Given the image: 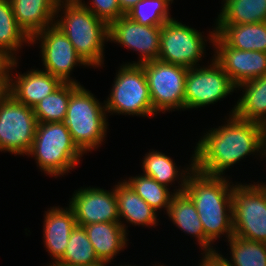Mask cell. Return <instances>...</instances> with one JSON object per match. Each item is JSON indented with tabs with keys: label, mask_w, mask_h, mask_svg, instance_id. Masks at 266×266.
Returning <instances> with one entry per match:
<instances>
[{
	"label": "cell",
	"mask_w": 266,
	"mask_h": 266,
	"mask_svg": "<svg viewBox=\"0 0 266 266\" xmlns=\"http://www.w3.org/2000/svg\"><path fill=\"white\" fill-rule=\"evenodd\" d=\"M125 179L131 188L156 212L161 214L164 209L163 214L168 213L170 201L174 194V192L170 191V188L142 173Z\"/></svg>",
	"instance_id": "obj_29"
},
{
	"label": "cell",
	"mask_w": 266,
	"mask_h": 266,
	"mask_svg": "<svg viewBox=\"0 0 266 266\" xmlns=\"http://www.w3.org/2000/svg\"><path fill=\"white\" fill-rule=\"evenodd\" d=\"M209 29V34L183 24L175 19L167 21L161 26L160 49L158 60L181 65L186 68L198 67L202 57H206L207 44L212 47L215 26ZM203 34V35H202Z\"/></svg>",
	"instance_id": "obj_7"
},
{
	"label": "cell",
	"mask_w": 266,
	"mask_h": 266,
	"mask_svg": "<svg viewBox=\"0 0 266 266\" xmlns=\"http://www.w3.org/2000/svg\"><path fill=\"white\" fill-rule=\"evenodd\" d=\"M108 118L104 100H98L83 84L71 83V96L64 124L73 142L84 155L98 150L107 140Z\"/></svg>",
	"instance_id": "obj_4"
},
{
	"label": "cell",
	"mask_w": 266,
	"mask_h": 266,
	"mask_svg": "<svg viewBox=\"0 0 266 266\" xmlns=\"http://www.w3.org/2000/svg\"><path fill=\"white\" fill-rule=\"evenodd\" d=\"M84 7L88 8L98 19L104 21L108 26L124 16L118 0H78ZM86 2V3H85Z\"/></svg>",
	"instance_id": "obj_32"
},
{
	"label": "cell",
	"mask_w": 266,
	"mask_h": 266,
	"mask_svg": "<svg viewBox=\"0 0 266 266\" xmlns=\"http://www.w3.org/2000/svg\"><path fill=\"white\" fill-rule=\"evenodd\" d=\"M0 75H10V60L0 52Z\"/></svg>",
	"instance_id": "obj_36"
},
{
	"label": "cell",
	"mask_w": 266,
	"mask_h": 266,
	"mask_svg": "<svg viewBox=\"0 0 266 266\" xmlns=\"http://www.w3.org/2000/svg\"><path fill=\"white\" fill-rule=\"evenodd\" d=\"M204 131L196 142L194 168L207 175L227 176V170L252 155L266 161V127L234 114ZM259 156V157H258Z\"/></svg>",
	"instance_id": "obj_1"
},
{
	"label": "cell",
	"mask_w": 266,
	"mask_h": 266,
	"mask_svg": "<svg viewBox=\"0 0 266 266\" xmlns=\"http://www.w3.org/2000/svg\"><path fill=\"white\" fill-rule=\"evenodd\" d=\"M230 176L207 175L195 168L186 180L185 192L193 201L205 236L214 244L223 236H233L232 191ZM218 239V240H217Z\"/></svg>",
	"instance_id": "obj_2"
},
{
	"label": "cell",
	"mask_w": 266,
	"mask_h": 266,
	"mask_svg": "<svg viewBox=\"0 0 266 266\" xmlns=\"http://www.w3.org/2000/svg\"><path fill=\"white\" fill-rule=\"evenodd\" d=\"M140 0H118L120 9L126 15Z\"/></svg>",
	"instance_id": "obj_35"
},
{
	"label": "cell",
	"mask_w": 266,
	"mask_h": 266,
	"mask_svg": "<svg viewBox=\"0 0 266 266\" xmlns=\"http://www.w3.org/2000/svg\"><path fill=\"white\" fill-rule=\"evenodd\" d=\"M18 64V60L10 61L9 93L26 106L33 108L63 83L58 77L36 67L34 69L31 67L23 74L21 71L19 73L16 70L19 66Z\"/></svg>",
	"instance_id": "obj_16"
},
{
	"label": "cell",
	"mask_w": 266,
	"mask_h": 266,
	"mask_svg": "<svg viewBox=\"0 0 266 266\" xmlns=\"http://www.w3.org/2000/svg\"><path fill=\"white\" fill-rule=\"evenodd\" d=\"M170 0H140L127 14L132 21L145 26H163L173 20Z\"/></svg>",
	"instance_id": "obj_31"
},
{
	"label": "cell",
	"mask_w": 266,
	"mask_h": 266,
	"mask_svg": "<svg viewBox=\"0 0 266 266\" xmlns=\"http://www.w3.org/2000/svg\"><path fill=\"white\" fill-rule=\"evenodd\" d=\"M152 265H153V266H167V265H165L164 263H163V264H161V263H160V264H159V263L156 264V263H155V265H154V264H152Z\"/></svg>",
	"instance_id": "obj_38"
},
{
	"label": "cell",
	"mask_w": 266,
	"mask_h": 266,
	"mask_svg": "<svg viewBox=\"0 0 266 266\" xmlns=\"http://www.w3.org/2000/svg\"><path fill=\"white\" fill-rule=\"evenodd\" d=\"M215 33L228 45L243 51L266 53V22L213 24Z\"/></svg>",
	"instance_id": "obj_24"
},
{
	"label": "cell",
	"mask_w": 266,
	"mask_h": 266,
	"mask_svg": "<svg viewBox=\"0 0 266 266\" xmlns=\"http://www.w3.org/2000/svg\"><path fill=\"white\" fill-rule=\"evenodd\" d=\"M39 44L42 70L58 77L62 82L79 84L72 78L75 67L89 68L77 55L73 44L55 24L48 26L31 38L30 45ZM72 73V74H71Z\"/></svg>",
	"instance_id": "obj_12"
},
{
	"label": "cell",
	"mask_w": 266,
	"mask_h": 266,
	"mask_svg": "<svg viewBox=\"0 0 266 266\" xmlns=\"http://www.w3.org/2000/svg\"><path fill=\"white\" fill-rule=\"evenodd\" d=\"M60 0H10L18 26L31 39L55 22Z\"/></svg>",
	"instance_id": "obj_21"
},
{
	"label": "cell",
	"mask_w": 266,
	"mask_h": 266,
	"mask_svg": "<svg viewBox=\"0 0 266 266\" xmlns=\"http://www.w3.org/2000/svg\"><path fill=\"white\" fill-rule=\"evenodd\" d=\"M207 65L189 68L185 85V111L198 109L223 101L232 95L236 86L227 73L213 59Z\"/></svg>",
	"instance_id": "obj_11"
},
{
	"label": "cell",
	"mask_w": 266,
	"mask_h": 266,
	"mask_svg": "<svg viewBox=\"0 0 266 266\" xmlns=\"http://www.w3.org/2000/svg\"><path fill=\"white\" fill-rule=\"evenodd\" d=\"M115 266H118V265H115ZM119 266H136V264H135V265H131V264H130V265H129V264H127V265H126V264L122 265V264H121V265H119Z\"/></svg>",
	"instance_id": "obj_39"
},
{
	"label": "cell",
	"mask_w": 266,
	"mask_h": 266,
	"mask_svg": "<svg viewBox=\"0 0 266 266\" xmlns=\"http://www.w3.org/2000/svg\"><path fill=\"white\" fill-rule=\"evenodd\" d=\"M98 262L100 260L84 226L76 225L70 234L66 251L53 266H91Z\"/></svg>",
	"instance_id": "obj_28"
},
{
	"label": "cell",
	"mask_w": 266,
	"mask_h": 266,
	"mask_svg": "<svg viewBox=\"0 0 266 266\" xmlns=\"http://www.w3.org/2000/svg\"><path fill=\"white\" fill-rule=\"evenodd\" d=\"M37 124L33 108L9 93L0 102V152L26 156L32 147Z\"/></svg>",
	"instance_id": "obj_10"
},
{
	"label": "cell",
	"mask_w": 266,
	"mask_h": 266,
	"mask_svg": "<svg viewBox=\"0 0 266 266\" xmlns=\"http://www.w3.org/2000/svg\"><path fill=\"white\" fill-rule=\"evenodd\" d=\"M10 75H0V102L9 94Z\"/></svg>",
	"instance_id": "obj_34"
},
{
	"label": "cell",
	"mask_w": 266,
	"mask_h": 266,
	"mask_svg": "<svg viewBox=\"0 0 266 266\" xmlns=\"http://www.w3.org/2000/svg\"><path fill=\"white\" fill-rule=\"evenodd\" d=\"M31 156L45 176L61 177L71 174L84 154L72 140L64 122L38 123L32 147L26 157ZM47 174V175H46Z\"/></svg>",
	"instance_id": "obj_5"
},
{
	"label": "cell",
	"mask_w": 266,
	"mask_h": 266,
	"mask_svg": "<svg viewBox=\"0 0 266 266\" xmlns=\"http://www.w3.org/2000/svg\"><path fill=\"white\" fill-rule=\"evenodd\" d=\"M88 238L100 261L112 262L128 247V234L119 222L84 225Z\"/></svg>",
	"instance_id": "obj_22"
},
{
	"label": "cell",
	"mask_w": 266,
	"mask_h": 266,
	"mask_svg": "<svg viewBox=\"0 0 266 266\" xmlns=\"http://www.w3.org/2000/svg\"><path fill=\"white\" fill-rule=\"evenodd\" d=\"M173 159L174 158H171L164 152L150 149L145 153L141 162L143 169L142 174L153 178L155 181L168 188H171L177 183L178 185L173 186L174 189L171 191L179 193L185 190L187 177L194 169V151H192V155H190L189 164L187 165L186 163V166L184 165L183 168L181 165L178 167Z\"/></svg>",
	"instance_id": "obj_19"
},
{
	"label": "cell",
	"mask_w": 266,
	"mask_h": 266,
	"mask_svg": "<svg viewBox=\"0 0 266 266\" xmlns=\"http://www.w3.org/2000/svg\"><path fill=\"white\" fill-rule=\"evenodd\" d=\"M213 59L227 73L237 87L248 80L266 74V53L260 51H243L228 46L216 33L213 43Z\"/></svg>",
	"instance_id": "obj_15"
},
{
	"label": "cell",
	"mask_w": 266,
	"mask_h": 266,
	"mask_svg": "<svg viewBox=\"0 0 266 266\" xmlns=\"http://www.w3.org/2000/svg\"><path fill=\"white\" fill-rule=\"evenodd\" d=\"M166 216H168L174 226L176 225L175 227H177L179 231L181 230L185 235L188 234L191 238H195L201 254L216 253L219 249L218 247L216 248V246L214 247V244L205 236L196 207L185 191L172 195Z\"/></svg>",
	"instance_id": "obj_18"
},
{
	"label": "cell",
	"mask_w": 266,
	"mask_h": 266,
	"mask_svg": "<svg viewBox=\"0 0 266 266\" xmlns=\"http://www.w3.org/2000/svg\"><path fill=\"white\" fill-rule=\"evenodd\" d=\"M214 24L266 22V0H222Z\"/></svg>",
	"instance_id": "obj_26"
},
{
	"label": "cell",
	"mask_w": 266,
	"mask_h": 266,
	"mask_svg": "<svg viewBox=\"0 0 266 266\" xmlns=\"http://www.w3.org/2000/svg\"><path fill=\"white\" fill-rule=\"evenodd\" d=\"M54 24L67 36L77 55L89 68L105 67L109 26L104 21L78 0H60Z\"/></svg>",
	"instance_id": "obj_3"
},
{
	"label": "cell",
	"mask_w": 266,
	"mask_h": 266,
	"mask_svg": "<svg viewBox=\"0 0 266 266\" xmlns=\"http://www.w3.org/2000/svg\"><path fill=\"white\" fill-rule=\"evenodd\" d=\"M110 264H112L111 262H107V261H100L97 264L91 265V266H108ZM108 264V265H107Z\"/></svg>",
	"instance_id": "obj_37"
},
{
	"label": "cell",
	"mask_w": 266,
	"mask_h": 266,
	"mask_svg": "<svg viewBox=\"0 0 266 266\" xmlns=\"http://www.w3.org/2000/svg\"><path fill=\"white\" fill-rule=\"evenodd\" d=\"M69 206L73 209L77 225L84 226L100 222H119L115 188L81 186L72 193Z\"/></svg>",
	"instance_id": "obj_14"
},
{
	"label": "cell",
	"mask_w": 266,
	"mask_h": 266,
	"mask_svg": "<svg viewBox=\"0 0 266 266\" xmlns=\"http://www.w3.org/2000/svg\"><path fill=\"white\" fill-rule=\"evenodd\" d=\"M43 243L52 259L47 266H53L64 254L73 228L77 225L73 209L53 206L44 213ZM45 265V266H46Z\"/></svg>",
	"instance_id": "obj_17"
},
{
	"label": "cell",
	"mask_w": 266,
	"mask_h": 266,
	"mask_svg": "<svg viewBox=\"0 0 266 266\" xmlns=\"http://www.w3.org/2000/svg\"><path fill=\"white\" fill-rule=\"evenodd\" d=\"M147 79L153 110L161 115L185 111V85L188 68L152 60L141 63Z\"/></svg>",
	"instance_id": "obj_9"
},
{
	"label": "cell",
	"mask_w": 266,
	"mask_h": 266,
	"mask_svg": "<svg viewBox=\"0 0 266 266\" xmlns=\"http://www.w3.org/2000/svg\"><path fill=\"white\" fill-rule=\"evenodd\" d=\"M197 266H229L222 257L216 253H203ZM200 262V263H199Z\"/></svg>",
	"instance_id": "obj_33"
},
{
	"label": "cell",
	"mask_w": 266,
	"mask_h": 266,
	"mask_svg": "<svg viewBox=\"0 0 266 266\" xmlns=\"http://www.w3.org/2000/svg\"><path fill=\"white\" fill-rule=\"evenodd\" d=\"M236 90L242 92L229 115L266 127V74L239 84Z\"/></svg>",
	"instance_id": "obj_23"
},
{
	"label": "cell",
	"mask_w": 266,
	"mask_h": 266,
	"mask_svg": "<svg viewBox=\"0 0 266 266\" xmlns=\"http://www.w3.org/2000/svg\"><path fill=\"white\" fill-rule=\"evenodd\" d=\"M108 33L109 42L137 52L138 60L126 64L158 60L161 26L141 25L124 15L109 25Z\"/></svg>",
	"instance_id": "obj_13"
},
{
	"label": "cell",
	"mask_w": 266,
	"mask_h": 266,
	"mask_svg": "<svg viewBox=\"0 0 266 266\" xmlns=\"http://www.w3.org/2000/svg\"><path fill=\"white\" fill-rule=\"evenodd\" d=\"M70 96L71 83L63 82L56 90L33 107L37 122H64Z\"/></svg>",
	"instance_id": "obj_30"
},
{
	"label": "cell",
	"mask_w": 266,
	"mask_h": 266,
	"mask_svg": "<svg viewBox=\"0 0 266 266\" xmlns=\"http://www.w3.org/2000/svg\"><path fill=\"white\" fill-rule=\"evenodd\" d=\"M230 247L229 257L217 253L229 266H266V243L258 241H250L241 237L232 236L227 241Z\"/></svg>",
	"instance_id": "obj_27"
},
{
	"label": "cell",
	"mask_w": 266,
	"mask_h": 266,
	"mask_svg": "<svg viewBox=\"0 0 266 266\" xmlns=\"http://www.w3.org/2000/svg\"><path fill=\"white\" fill-rule=\"evenodd\" d=\"M118 204L120 223L125 232L129 224L133 226L155 228L159 225L158 212L151 208L125 181L119 180L114 186Z\"/></svg>",
	"instance_id": "obj_20"
},
{
	"label": "cell",
	"mask_w": 266,
	"mask_h": 266,
	"mask_svg": "<svg viewBox=\"0 0 266 266\" xmlns=\"http://www.w3.org/2000/svg\"><path fill=\"white\" fill-rule=\"evenodd\" d=\"M30 42L17 24L10 0H0V52L10 61L20 60L19 51L25 45L30 47Z\"/></svg>",
	"instance_id": "obj_25"
},
{
	"label": "cell",
	"mask_w": 266,
	"mask_h": 266,
	"mask_svg": "<svg viewBox=\"0 0 266 266\" xmlns=\"http://www.w3.org/2000/svg\"><path fill=\"white\" fill-rule=\"evenodd\" d=\"M117 69L110 93L104 99L107 116L156 118L142 65L123 62Z\"/></svg>",
	"instance_id": "obj_6"
},
{
	"label": "cell",
	"mask_w": 266,
	"mask_h": 266,
	"mask_svg": "<svg viewBox=\"0 0 266 266\" xmlns=\"http://www.w3.org/2000/svg\"><path fill=\"white\" fill-rule=\"evenodd\" d=\"M236 182L232 191L233 235L266 243V182Z\"/></svg>",
	"instance_id": "obj_8"
}]
</instances>
